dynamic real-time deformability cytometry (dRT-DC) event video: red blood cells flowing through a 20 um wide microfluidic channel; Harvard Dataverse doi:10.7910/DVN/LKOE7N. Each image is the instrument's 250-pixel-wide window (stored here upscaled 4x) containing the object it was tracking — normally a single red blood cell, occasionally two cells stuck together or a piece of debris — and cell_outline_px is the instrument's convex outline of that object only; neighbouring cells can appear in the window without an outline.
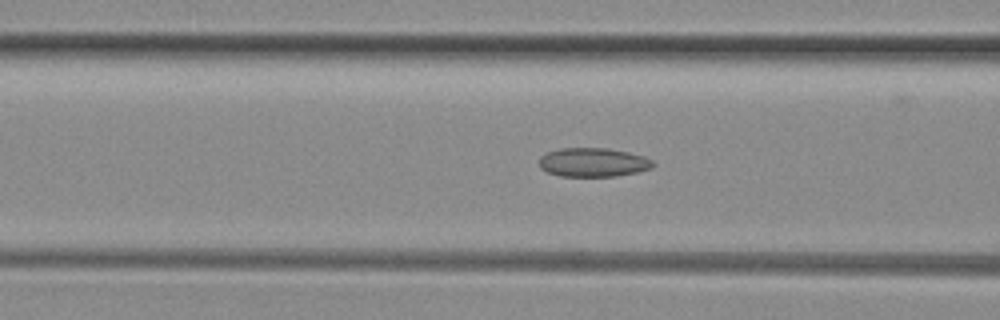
{"species": "common noctule bat (a hibernating species)", "species_latin": "Nyctalus noctula", "temperature_condition": "room temperature", "stored_images_in_passage": 50, "camera_frame_rate_fps": 3000, "um_per_image_px": 0.085, "animal": {"sex": "female", "body_mass_g": 29.2, "forearm_length_mm": 56.3}, "frame": {"image": 1, "passage_image": 18, "time_ms": 5.667, "image_size_px": [1000, 320], "cell_outline_px": [[656, 164], [652, 168], [636, 172], [616, 176], [560, 176], [548, 172], [540, 168], [540, 156], [548, 152], [560, 148], [608, 148], [628, 152], [644, 156], [652, 160]], "centroid_in_image_um": [50.43, 13.79], "position_along_channel_um": 116.2, "area_um2": 19.19}}
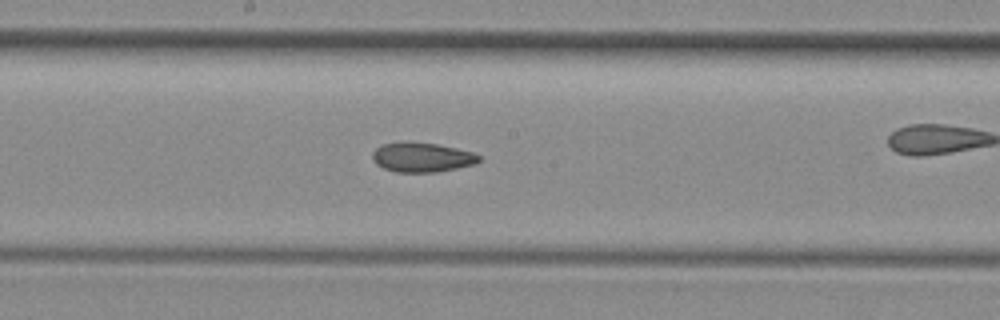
{"frame": {"image": 2, "passage_image": 25, "time_ms": 8.0, "image_size_px": [1000, 320], "cell_outline_px": [[480, 160], [476, 164], [436, 172], [396, 172], [384, 168], [376, 164], [372, 160], [372, 152], [376, 148], [384, 144], [436, 144], [456, 148], [472, 152], [480, 156]], "centroid_in_image_um": [35.88, 13.41], "position_along_channel_um": 212.3, "area_um2": 17.74}}
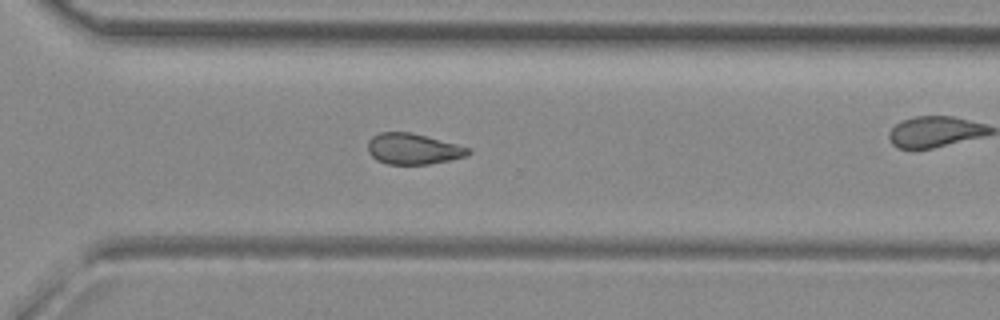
{"frame": {"image": 3, "passage_image": 34, "time_ms": 11.0, "image_size_px": [1000, 320], "cell_outline_px": [[472, 152], [464, 156], [448, 160], [428, 164], [388, 164], [376, 160], [368, 152], [368, 140], [372, 136], [380, 132], [408, 132], [472, 148]], "centroid_in_image_um": [35.08, 12.66], "position_along_channel_um": 335.5, "area_um2": 17.86}, "authors_computed_cell_mechanics": {"area_um2": 18.9295, "velocity_mm_per_s": 4.1311, "shape_relaxation_time_tau1_ms": null, "shape_relaxation_time_tau2_ms": 4.4063, "deformation_change_tau1": null, "deformation_change_tau2": 0.1069}}